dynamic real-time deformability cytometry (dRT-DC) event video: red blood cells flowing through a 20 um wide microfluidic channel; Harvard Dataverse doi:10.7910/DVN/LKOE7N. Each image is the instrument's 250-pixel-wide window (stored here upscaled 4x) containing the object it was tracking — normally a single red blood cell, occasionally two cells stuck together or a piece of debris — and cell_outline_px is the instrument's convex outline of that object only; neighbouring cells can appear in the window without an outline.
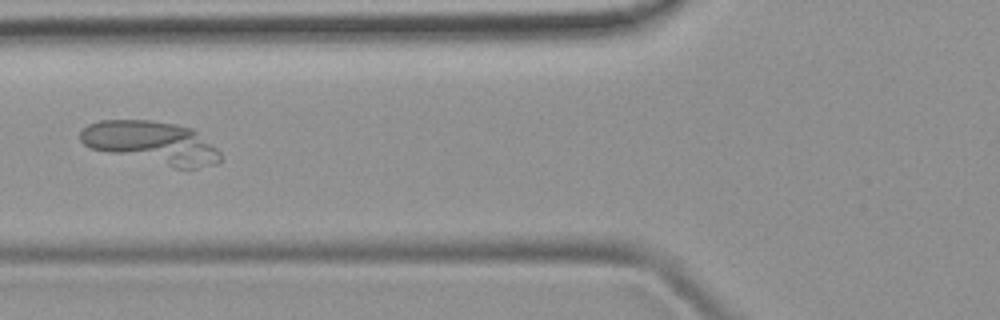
{"species": "common noctule bat (a hibernating species)", "species_latin": "Nyctalus noctula", "temperature_condition": "room temperature", "stored_images_in_passage": 6, "camera_frame_rate_fps": 3000, "um_per_image_px": 0.085, "animal": {"sex": "female", "body_mass_g": 19.9}, "frame": {"image": 1, "passage_image": 5, "time_ms": 4.667, "image_size_px": [1000, 320], "cell_outline_px": [[220, 160], [216, 164], [196, 168], [172, 168], [92, 148], [84, 144], [80, 140], [80, 132], [88, 124], [100, 120], [152, 120], [176, 124], [192, 128], [216, 148], [220, 152]], "centroid_in_image_um": [12.89, 12.12], "position_along_channel_um": 112.9, "area_um2": 34.62}}
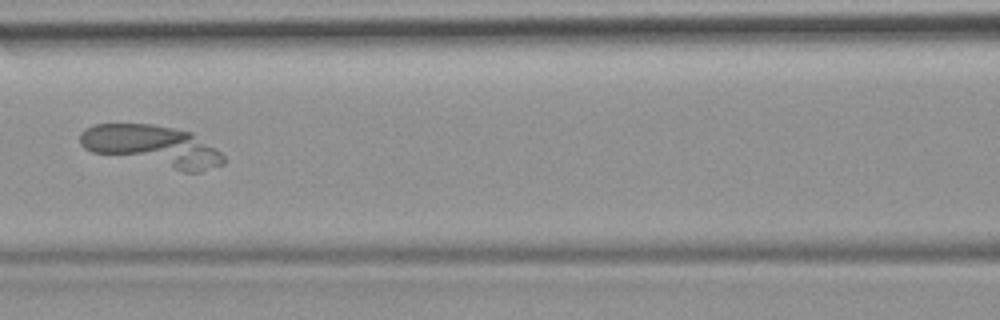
{"frame": {"image": 2, "passage_image": 6, "time_ms": 5.667, "image_size_px": [1000, 320], "cell_outline_px": [[224, 164], [200, 172], [184, 172], [92, 152], [84, 148], [80, 144], [80, 132], [84, 128], [96, 124], [152, 124], [192, 132], [220, 152], [224, 156]], "centroid_in_image_um": [12.95, 12.42], "position_along_channel_um": 153.7, "area_um2": 34.56}}